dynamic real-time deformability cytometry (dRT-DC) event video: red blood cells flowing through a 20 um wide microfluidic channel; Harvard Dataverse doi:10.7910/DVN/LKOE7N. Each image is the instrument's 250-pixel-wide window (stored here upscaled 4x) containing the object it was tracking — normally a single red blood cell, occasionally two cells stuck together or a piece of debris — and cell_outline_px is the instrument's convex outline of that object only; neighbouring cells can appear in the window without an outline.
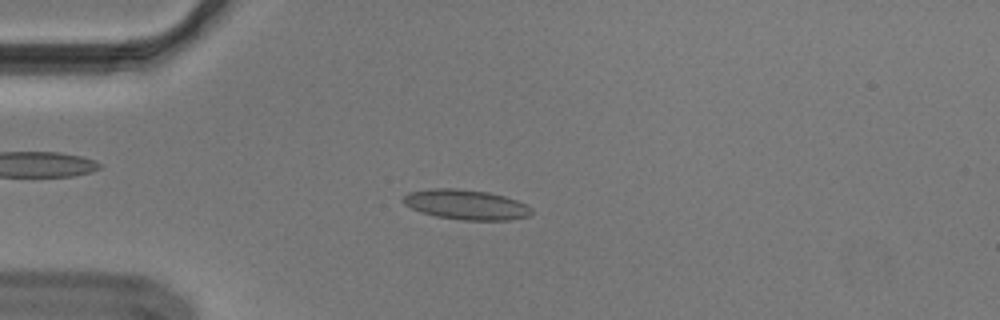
{"species": "Egyptian fruit bat (a non-hibernating species)", "species_latin": "Rousettus aegyptiacus", "temperature_condition": "cold", "stored_images_in_passage": 54, "camera_frame_rate_fps": 3000, "um_per_image_px": 0.085, "animal": {"sex": "male"}, "frame": {"image": 1, "passage_image": 14, "time_ms": 4.333, "image_size_px": [1000, 320], "cell_outline_px": [[532, 212], [528, 216], [512, 220], [460, 220], [436, 216], [420, 212], [404, 204], [400, 200], [408, 192], [432, 188], [456, 188], [488, 192], [504, 196], [528, 204], [532, 208]], "centroid_in_image_um": [39.61, 17.39], "position_along_channel_um": 45.4, "area_um2": 22.6}}
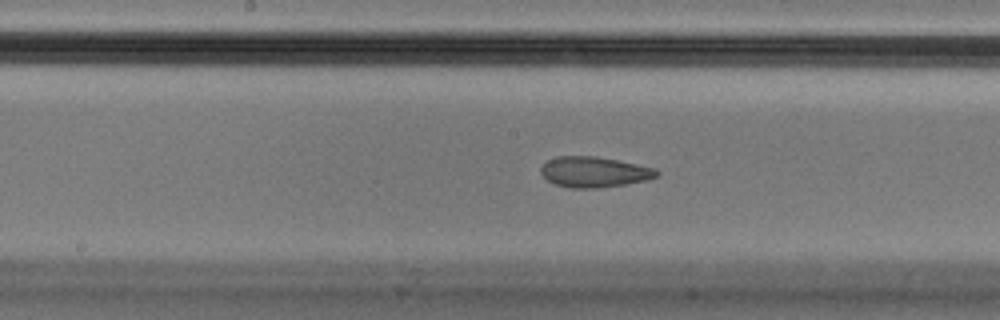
{"frame": {"image": 2, "passage_image": 28, "time_ms": 9.0, "image_size_px": [1000, 320], "cell_outline_px": [[660, 172], [656, 176], [648, 180], [624, 184], [596, 188], [568, 188], [556, 184], [548, 180], [540, 172], [540, 168], [548, 160], [556, 156], [596, 156], [656, 168]], "centroid_in_image_um": [50.5, 14.62], "position_along_channel_um": 197.7, "area_um2": 20.52}}
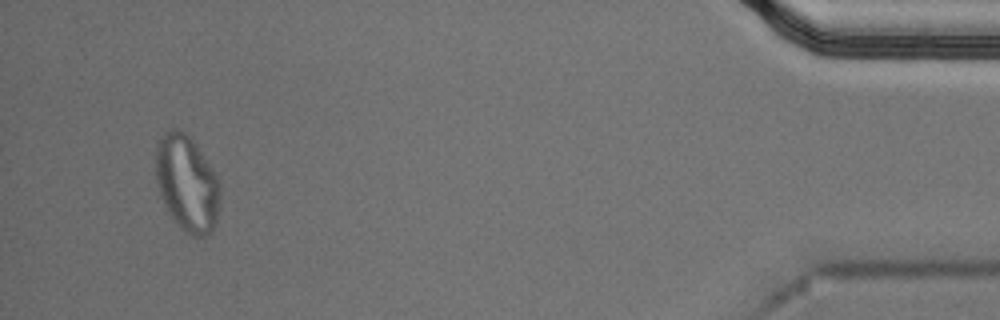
{"frame": {"image": 3, "passage_image": 52, "time_ms": 17.0, "image_size_px": [1000, 320], "cell_outline_px": [[220, 204], [216, 224], [204, 236], [192, 236], [180, 228], [172, 220], [160, 196], [156, 184], [156, 144], [160, 136], [164, 132], [172, 128], [176, 128], [192, 136], [220, 180]], "centroid_in_image_um": [15.89, 15.55], "position_along_channel_um": 419.3, "area_um2": 36.82}, "authors_computed_cell_mechanics": {"area_um2": 21.2126, "velocity_mm_per_s": 3.6509, "shape_relaxation_time_tau1_ms": null, "shape_relaxation_time_tau2_ms": 1.509, "deformation_change_tau1": null, "deformation_change_tau2": 0.0827}}